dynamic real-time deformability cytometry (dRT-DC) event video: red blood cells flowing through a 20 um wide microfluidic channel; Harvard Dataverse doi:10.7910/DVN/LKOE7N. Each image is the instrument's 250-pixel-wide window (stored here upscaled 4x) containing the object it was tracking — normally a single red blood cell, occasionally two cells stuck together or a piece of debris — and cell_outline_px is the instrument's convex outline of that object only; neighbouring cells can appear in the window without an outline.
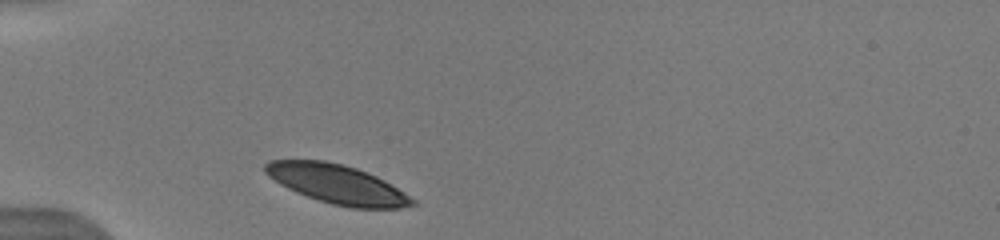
{"species": "human", "species_latin": "Homo sapiens", "temperature_condition": "warm", "stored_images_in_passage": 3, "camera_frame_rate_fps": 3000, "um_per_image_px": 0.085, "donor": {"sex": "male"}, "frame": {"image": 1, "passage_image": 1, "time_ms": 0.0, "image_size_px": [1000, 240], "cell_outline_px": [[416, 204], [400, 208], [352, 208], [332, 204], [296, 192], [280, 184], [268, 176], [264, 172], [264, 164], [268, 160], [324, 160], [344, 164], [368, 172], [384, 180], [416, 200]], "centroid_in_image_um": [28.65, 15.64], "position_along_channel_um": 56.4, "area_um2": 33.35}}